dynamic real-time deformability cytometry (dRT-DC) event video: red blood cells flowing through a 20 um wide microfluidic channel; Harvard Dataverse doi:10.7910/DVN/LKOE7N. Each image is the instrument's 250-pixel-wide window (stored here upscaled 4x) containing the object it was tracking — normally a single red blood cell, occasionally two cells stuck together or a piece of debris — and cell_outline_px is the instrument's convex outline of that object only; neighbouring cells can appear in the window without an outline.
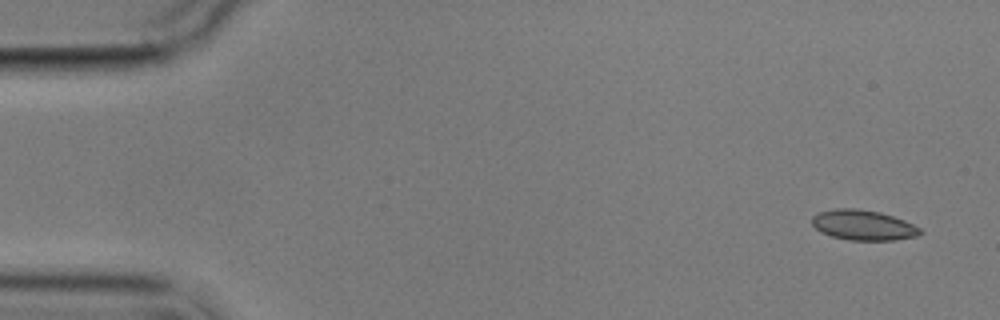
{"species": "common noctule bat (a hibernating species)", "species_latin": "Nyctalus noctula", "temperature_condition": "cold", "stored_images_in_passage": 6, "camera_frame_rate_fps": 3000, "um_per_image_px": 0.085, "animal": {"sex": "male", "body_mass_g": 17.9}, "frame": {"image": 1, "passage_image": 1, "time_ms": 0.0, "image_size_px": [1000, 320], "cell_outline_px": [[924, 232], [916, 236], [892, 240], [848, 240], [832, 236], [820, 232], [812, 224], [812, 216], [820, 212], [836, 208], [856, 208], [880, 212], [904, 220], [920, 228]], "centroid_in_image_um": [73.36, 19.13], "position_along_channel_um": 11.6, "area_um2": 18.96}}
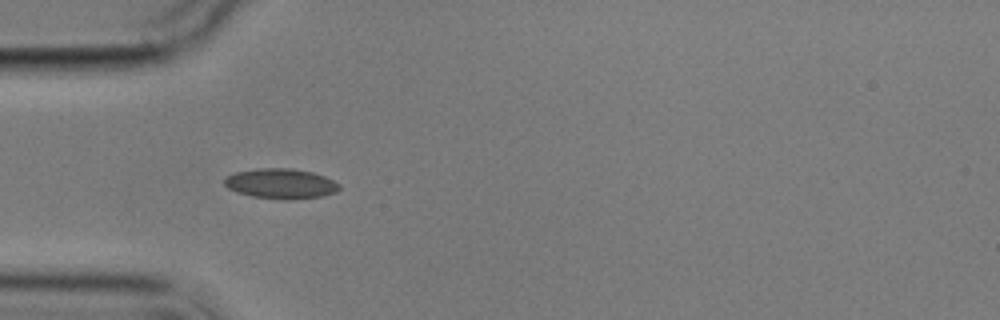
{"frame": {"image": 2, "passage_image": 5, "time_ms": 4.667, "image_size_px": [1000, 320], "cell_outline_px": [[340, 188], [336, 192], [324, 196], [284, 200], [280, 200], [252, 196], [228, 188], [224, 184], [224, 176], [236, 172], [256, 168], [292, 168], [312, 172], [324, 176], [340, 184]], "centroid_in_image_um": [23.87, 15.6], "position_along_channel_um": 61.1, "area_um2": 20.23}}
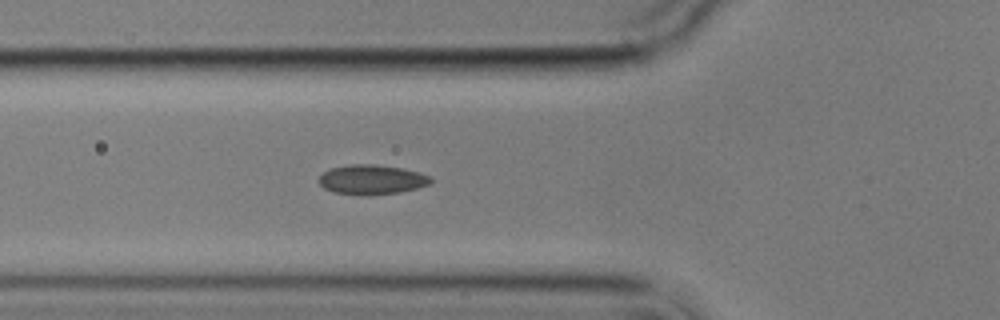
{"frame": {"image": 3, "passage_image": 6, "time_ms": 5.667, "image_size_px": [1000, 320], "cell_outline_px": [[432, 180], [428, 184], [416, 188], [400, 192], [336, 192], [324, 188], [320, 184], [320, 176], [324, 172], [332, 168], [352, 164], [376, 164], [404, 168], [420, 172], [428, 176]], "centroid_in_image_um": [31.63, 15.2], "position_along_channel_um": 94.2, "area_um2": 18.26}}